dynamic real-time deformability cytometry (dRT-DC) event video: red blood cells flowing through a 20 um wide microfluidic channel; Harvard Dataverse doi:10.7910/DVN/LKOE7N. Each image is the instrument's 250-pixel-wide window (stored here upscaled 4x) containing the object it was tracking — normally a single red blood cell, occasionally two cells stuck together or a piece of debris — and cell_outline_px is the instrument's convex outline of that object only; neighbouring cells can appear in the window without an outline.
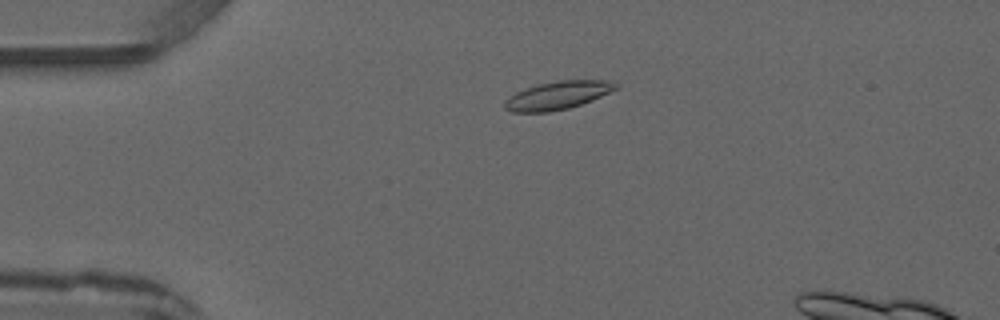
{"species": "common noctule bat (a hibernating species)", "species_latin": "Nyctalus noctula", "temperature_condition": "warm", "stored_images_in_passage": 4, "camera_frame_rate_fps": 3000, "um_per_image_px": 0.085, "animal": {"sex": "male", "forearm_length_mm": 52.5}, "frame": {"image": 1, "passage_image": 3, "time_ms": 2.333, "image_size_px": [1000, 320], "cell_outline_px": [[620, 84], [616, 88], [592, 100], [568, 108], [548, 112], [512, 112], [504, 108], [504, 100], [508, 96], [516, 92], [540, 84], [560, 80], [608, 80]], "centroid_in_image_um": [47.37, 8.11], "position_along_channel_um": 37.6, "area_um2": 17.98}}
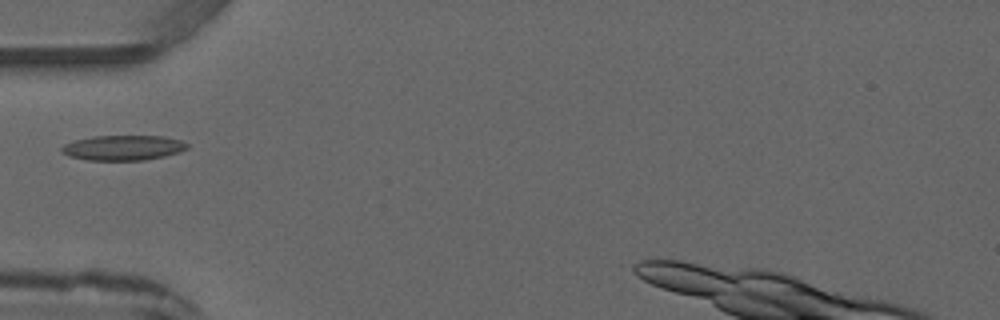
{"frame": {"image": 2, "passage_image": 4, "time_ms": 4.0, "image_size_px": [1000, 320], "cell_outline_px": [[188, 148], [180, 152], [164, 156], [144, 160], [88, 160], [68, 156], [60, 152], [60, 148], [64, 144], [76, 140], [92, 136], [164, 136], [180, 140], [188, 144]], "centroid_in_image_um": [10.45, 12.56], "position_along_channel_um": 74.6, "area_um2": 18.38}}